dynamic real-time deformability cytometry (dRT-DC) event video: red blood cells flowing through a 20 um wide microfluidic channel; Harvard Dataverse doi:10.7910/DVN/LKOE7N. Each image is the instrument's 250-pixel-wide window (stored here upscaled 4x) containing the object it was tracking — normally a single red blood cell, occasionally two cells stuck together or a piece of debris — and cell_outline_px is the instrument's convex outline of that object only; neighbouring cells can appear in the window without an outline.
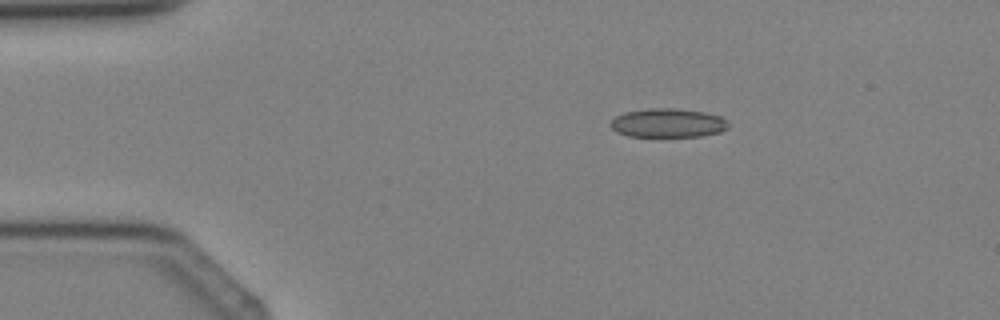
{"species": "Egyptian fruit bat (a non-hibernating species)", "species_latin": "Rousettus aegyptiacus", "temperature_condition": "cold", "stored_images_in_passage": 4, "segment_of_instrument_passage": [1, 2], "camera_frame_rate_fps": 3000, "um_per_image_px": 0.085, "animal": {"sex": "female"}, "frame": {"image": 1, "passage_image": 2, "time_ms": 1.333, "image_size_px": [1000, 320], "cell_outline_px": [[732, 124], [728, 128], [720, 132], [700, 136], [628, 136], [616, 132], [608, 124], [616, 116], [624, 112], [644, 108], [676, 108], [704, 112], [720, 116]], "centroid_in_image_um": [56.77, 10.44], "position_along_channel_um": 28.2, "area_um2": 20.06}}